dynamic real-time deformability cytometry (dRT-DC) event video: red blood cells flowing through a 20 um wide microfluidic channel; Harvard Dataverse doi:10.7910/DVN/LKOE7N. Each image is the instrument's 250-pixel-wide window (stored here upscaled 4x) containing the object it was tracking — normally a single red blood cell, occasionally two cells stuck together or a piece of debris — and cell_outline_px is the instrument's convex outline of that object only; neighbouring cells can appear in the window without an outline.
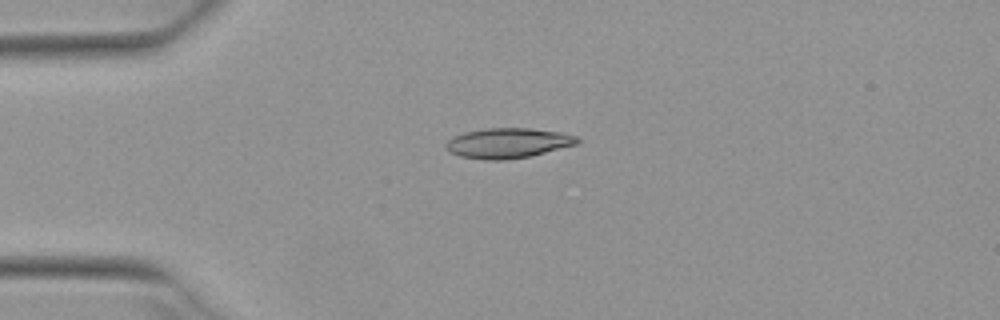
{"species": "Egyptian fruit bat (a non-hibernating species)", "species_latin": "Rousettus aegyptiacus", "temperature_condition": "warm", "stored_images_in_passage": 2, "camera_frame_rate_fps": 3000, "um_per_image_px": 0.085, "animal": {"sex": "female"}, "frame": {"image": 1, "passage_image": 1, "time_ms": 0.0, "image_size_px": [1000, 320], "cell_outline_px": [[580, 140], [576, 144], [532, 156], [504, 160], [488, 160], [460, 156], [448, 152], [444, 148], [444, 144], [448, 140], [464, 132], [488, 128], [528, 128], [560, 132], [576, 136]], "centroid_in_image_um": [43.14, 12.17], "position_along_channel_um": 41.9, "area_um2": 23.0}}